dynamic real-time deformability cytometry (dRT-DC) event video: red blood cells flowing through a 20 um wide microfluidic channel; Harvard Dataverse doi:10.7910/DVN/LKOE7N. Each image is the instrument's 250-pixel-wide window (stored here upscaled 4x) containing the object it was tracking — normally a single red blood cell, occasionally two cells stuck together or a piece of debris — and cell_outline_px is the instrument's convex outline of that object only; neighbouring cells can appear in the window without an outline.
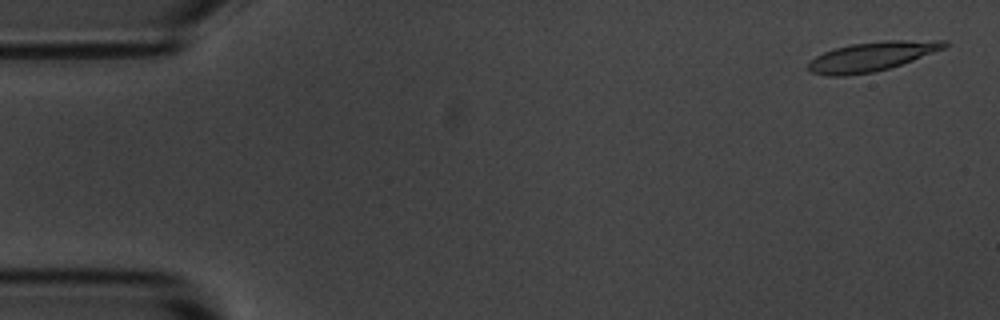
{"species": "common noctule bat (a hibernating species)", "species_latin": "Nyctalus noctula", "temperature_condition": "room temperature", "stored_images_in_passage": 56, "camera_frame_rate_fps": 3000, "um_per_image_px": 0.085, "animal": {"sex": "male", "body_mass_g": 20.1, "forearm_length_mm": 53.5}, "frame": {"image": 1, "passage_image": 2, "time_ms": 0.333, "image_size_px": [1000, 320], "cell_outline_px": [[948, 44], [944, 48], [912, 60], [888, 68], [872, 72], [844, 76], [828, 76], [812, 72], [808, 68], [808, 60], [824, 52], [836, 48], [852, 44], [884, 40], [948, 40]], "centroid_in_image_um": [74.08, 4.79], "position_along_channel_um": 10.9, "area_um2": 23.0}}
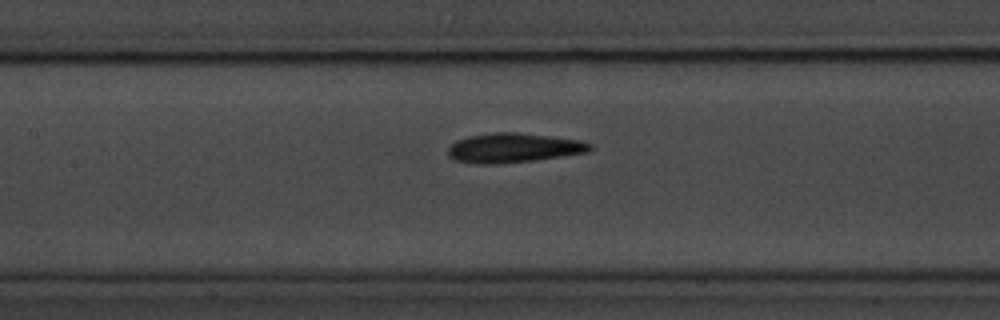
{"frame": {"image": 2, "passage_image": 25, "time_ms": 8.0, "image_size_px": [1000, 320], "cell_outline_px": [[592, 148], [588, 152], [532, 160], [496, 164], [476, 164], [456, 160], [448, 156], [448, 148], [456, 140], [468, 136], [492, 132], [516, 132], [580, 140], [592, 144]], "centroid_in_image_um": [43.61, 12.56], "position_along_channel_um": 163.8, "area_um2": 24.22}}
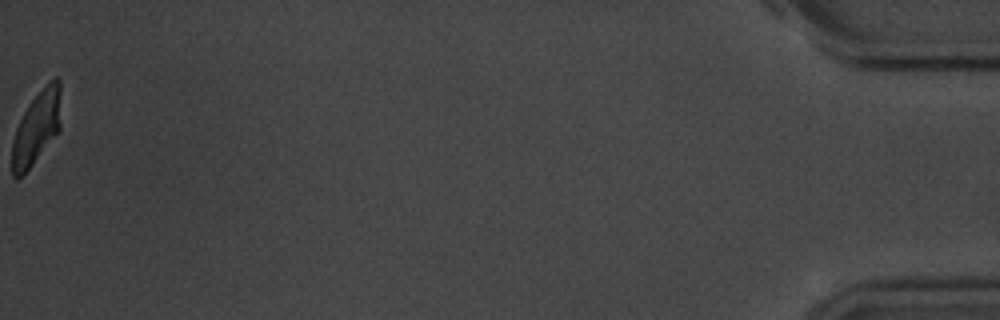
{"frame": {"image": 3, "passage_image": 56, "time_ms": 18.333, "image_size_px": [1000, 320], "cell_outline_px": [[60, 128], [24, 176], [12, 176], [12, 140], [16, 128], [28, 104], [56, 76], [60, 80]], "centroid_in_image_um": [3.09, 10.89], "position_along_channel_um": 432.1, "area_um2": 20.4}, "authors_computed_cell_mechanics": {"area_um2": 23.3801, "velocity_mm_per_s": 3.5709, "shape_relaxation_time_tau1_ms": 3.7386, "shape_relaxation_time_tau2_ms": 2.3242, "deformation_change_tau1": 0.1588, "deformation_change_tau2": 0.0953}}